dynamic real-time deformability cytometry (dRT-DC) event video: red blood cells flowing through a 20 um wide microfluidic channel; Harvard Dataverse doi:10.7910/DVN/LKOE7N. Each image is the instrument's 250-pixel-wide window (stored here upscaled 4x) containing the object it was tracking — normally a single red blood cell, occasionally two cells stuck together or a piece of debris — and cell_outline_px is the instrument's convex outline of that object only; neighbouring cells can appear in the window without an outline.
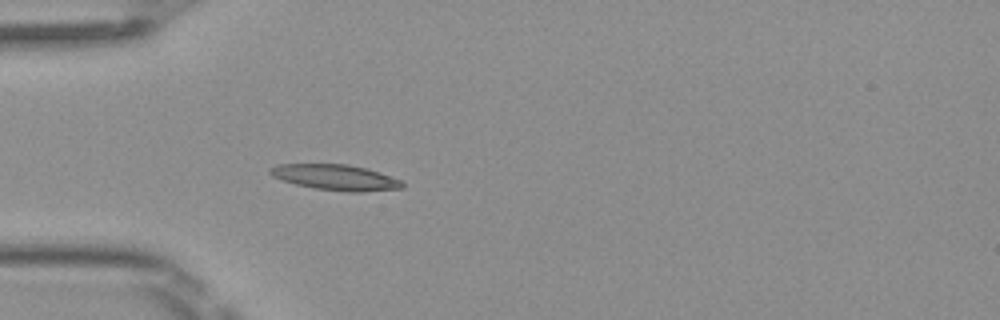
{"species": "Egyptian fruit bat (a non-hibernating species)", "species_latin": "Rousettus aegyptiacus", "temperature_condition": "room temperature", "stored_images_in_passage": 36, "camera_frame_rate_fps": 3000, "um_per_image_px": 0.085, "frame": {"image": 1, "passage_image": 1, "time_ms": 0.0, "image_size_px": [1000, 320], "cell_outline_px": [[404, 188], [360, 192], [348, 192], [316, 188], [296, 184], [272, 176], [268, 172], [268, 168], [280, 164], [348, 164], [368, 168], [400, 180], [404, 184]], "centroid_in_image_um": [28.53, 15.07], "position_along_channel_um": 56.5, "area_um2": 19.65}}
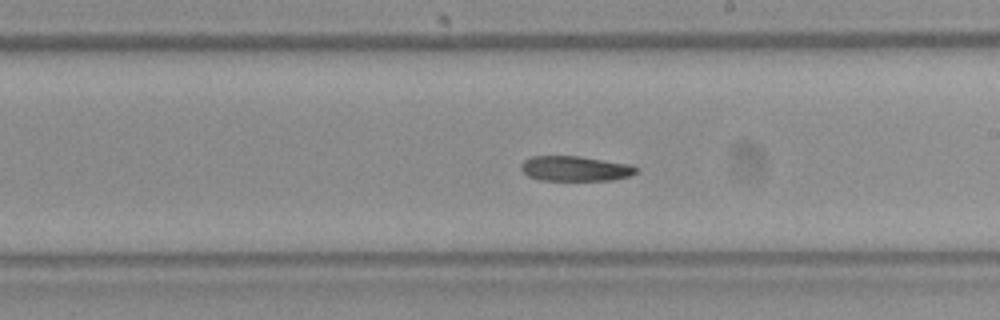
{"frame": {"image": 2, "passage_image": 15, "time_ms": 4.667, "image_size_px": [1000, 320], "cell_outline_px": [[636, 172], [628, 176], [612, 180], [540, 180], [528, 176], [520, 168], [520, 164], [524, 160], [532, 156], [580, 156], [632, 164], [636, 168]], "centroid_in_image_um": [48.87, 14.32], "position_along_channel_um": 240.1, "area_um2": 16.82}}
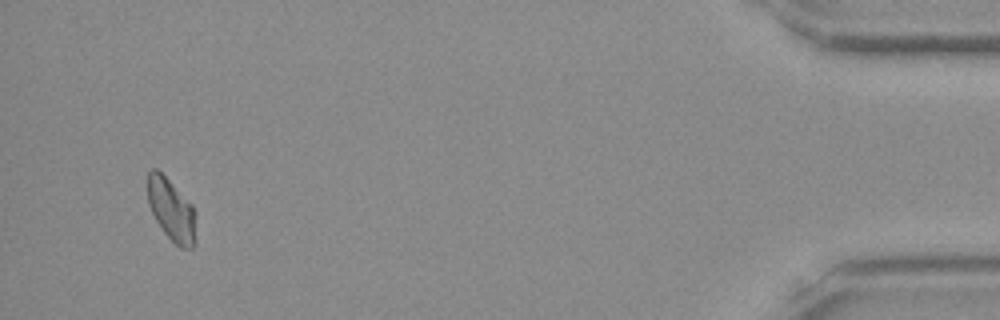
{"frame": {"image": 3, "passage_image": 34, "time_ms": 11.0, "image_size_px": [1000, 320], "cell_outline_px": [[196, 244], [192, 248], [180, 248], [164, 232], [156, 220], [148, 204], [148, 172], [152, 168], [156, 168], [192, 204], [196, 212]], "centroid_in_image_um": [14.61, 17.88], "position_along_channel_um": 420.6, "area_um2": 17.51}}